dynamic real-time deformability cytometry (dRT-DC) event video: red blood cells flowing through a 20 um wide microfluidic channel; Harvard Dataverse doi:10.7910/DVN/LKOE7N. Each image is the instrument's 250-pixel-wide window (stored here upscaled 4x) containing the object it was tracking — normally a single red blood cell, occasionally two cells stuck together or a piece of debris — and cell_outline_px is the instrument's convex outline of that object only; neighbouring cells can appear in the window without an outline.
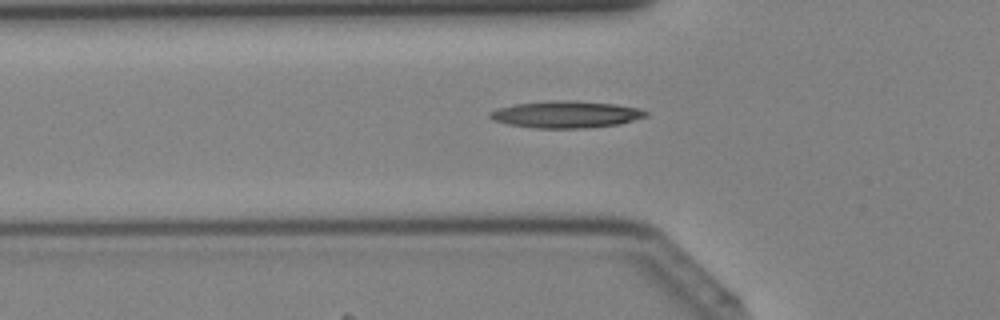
{"species": "Egyptian fruit bat (a non-hibernating species)", "species_latin": "Rousettus aegyptiacus", "temperature_condition": "cold", "stored_images_in_passage": 34, "camera_frame_rate_fps": 3000, "um_per_image_px": 0.085, "animal": {"sex": "female"}, "frame": {"image": 1, "passage_image": 8, "time_ms": 2.333, "image_size_px": [1000, 320], "cell_outline_px": [[648, 116], [620, 124], [584, 128], [536, 128], [508, 124], [492, 120], [488, 116], [488, 112], [512, 104], [548, 100], [568, 100], [616, 104], [640, 108], [648, 112]], "centroid_in_image_um": [48.11, 9.72], "position_along_channel_um": 77.7, "area_um2": 24.62}}
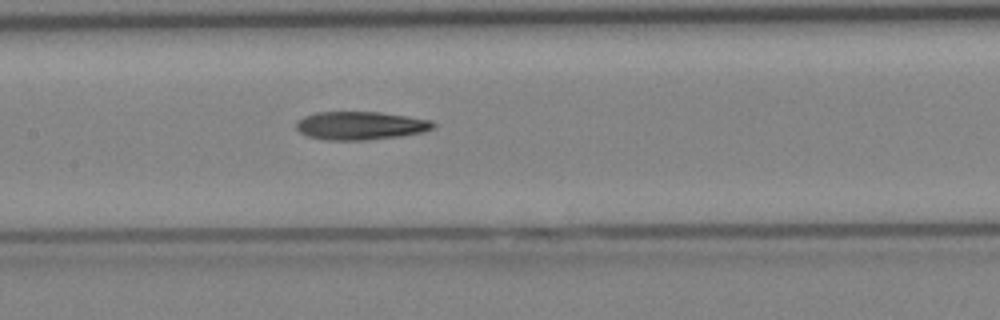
{"frame": {"image": 2, "passage_image": 14, "time_ms": 4.333, "image_size_px": [1000, 320], "cell_outline_px": [[436, 128], [424, 132], [400, 136], [364, 140], [328, 140], [308, 136], [300, 132], [296, 128], [296, 120], [304, 116], [316, 112], [380, 112], [408, 116], [432, 120], [436, 124]], "centroid_in_image_um": [30.67, 10.67], "position_along_channel_um": 176.7, "area_um2": 22.72}}
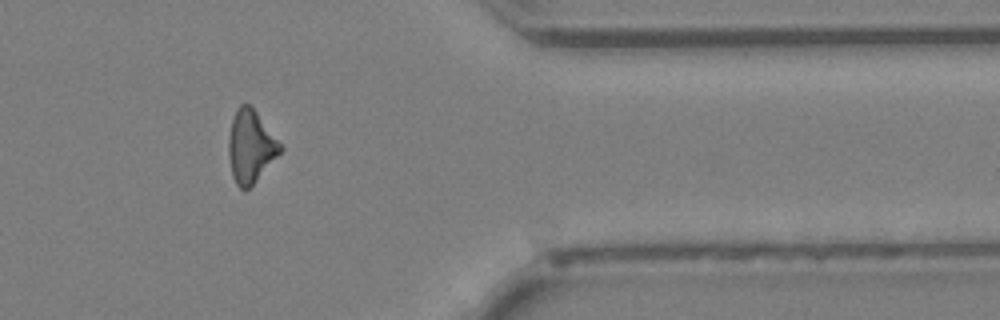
{"frame": {"image": 3, "passage_image": 28, "time_ms": 9.0, "image_size_px": [1000, 320], "cell_outline_px": [[284, 148], [256, 180], [248, 188], [240, 188], [236, 184], [232, 176], [228, 156], [228, 136], [232, 120], [236, 108], [240, 104], [248, 104], [256, 112]], "centroid_in_image_um": [21.27, 12.44], "position_along_channel_um": 390.1, "area_um2": 21.44}}